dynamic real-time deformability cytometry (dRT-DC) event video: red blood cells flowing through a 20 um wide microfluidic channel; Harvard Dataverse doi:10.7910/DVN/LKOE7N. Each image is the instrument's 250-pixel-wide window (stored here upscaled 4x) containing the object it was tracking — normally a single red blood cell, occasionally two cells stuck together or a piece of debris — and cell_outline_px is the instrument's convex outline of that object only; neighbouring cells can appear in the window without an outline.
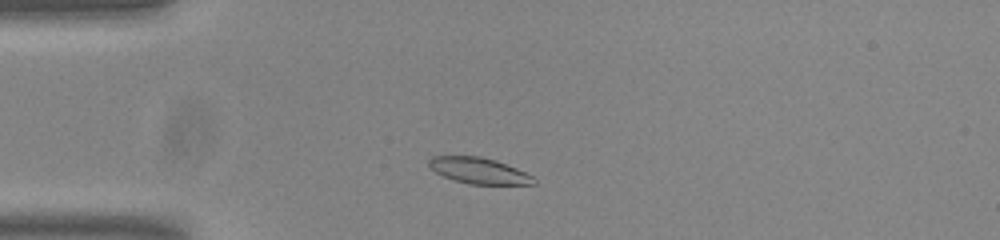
{"species": "common noctule bat (a hibernating species)", "species_latin": "Nyctalus noctula", "temperature_condition": "room temperature", "stored_images_in_passage": 45, "camera_frame_rate_fps": 3000, "um_per_image_px": 0.085, "animal": {"sex": "male", "body_mass_g": 20.0, "forearm_length_mm": 53.3}, "frame": {"image": 1, "passage_image": 5, "time_ms": 1.333, "image_size_px": [1000, 240], "cell_outline_px": [[536, 184], [468, 184], [452, 180], [436, 172], [428, 164], [428, 160], [432, 156], [480, 156], [496, 160], [516, 168], [532, 176], [536, 180]], "centroid_in_image_um": [40.69, 14.51], "position_along_channel_um": 44.3, "area_um2": 15.84}}
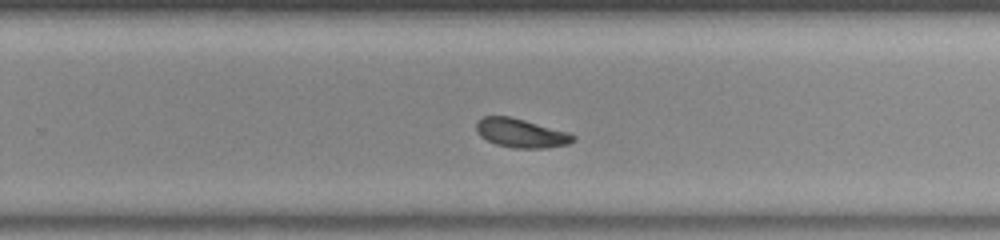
{"frame": {"image": 2, "passage_image": 26, "time_ms": 8.333, "image_size_px": [1000, 240], "cell_outline_px": [[576, 140], [568, 144], [544, 148], [516, 148], [496, 144], [480, 136], [476, 132], [476, 120], [484, 116], [508, 116], [524, 120], [568, 132], [576, 136]], "centroid_in_image_um": [44.27, 11.31], "position_along_channel_um": 285.5, "area_um2": 16.24}}
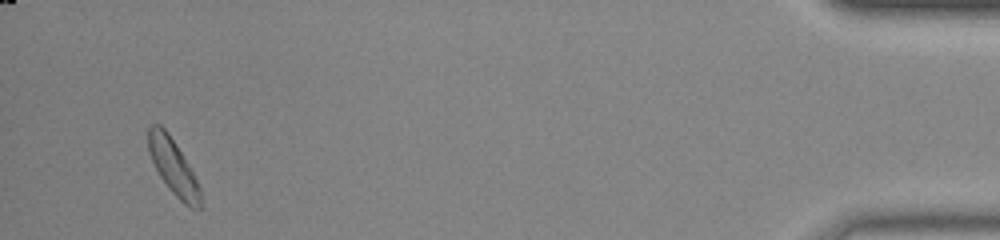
{"frame": {"image": 3, "passage_image": 43, "time_ms": 14.0, "image_size_px": [1000, 240], "cell_outline_px": [[200, 208], [192, 208], [184, 204], [168, 188], [160, 176], [148, 152], [148, 128], [152, 124], [160, 124], [168, 132], [176, 144], [188, 164], [200, 188]], "centroid_in_image_um": [14.7, 14.15], "position_along_channel_um": 420.5, "area_um2": 16.53}, "authors_computed_cell_mechanics": {"area_um2": 16.473, "velocity_mm_per_s": 3.7529, "shape_relaxation_time_tau1_ms": 2.2369, "shape_relaxation_time_tau2_ms": null, "deformation_change_tau1": 0.0873, "deformation_change_tau2": null}}